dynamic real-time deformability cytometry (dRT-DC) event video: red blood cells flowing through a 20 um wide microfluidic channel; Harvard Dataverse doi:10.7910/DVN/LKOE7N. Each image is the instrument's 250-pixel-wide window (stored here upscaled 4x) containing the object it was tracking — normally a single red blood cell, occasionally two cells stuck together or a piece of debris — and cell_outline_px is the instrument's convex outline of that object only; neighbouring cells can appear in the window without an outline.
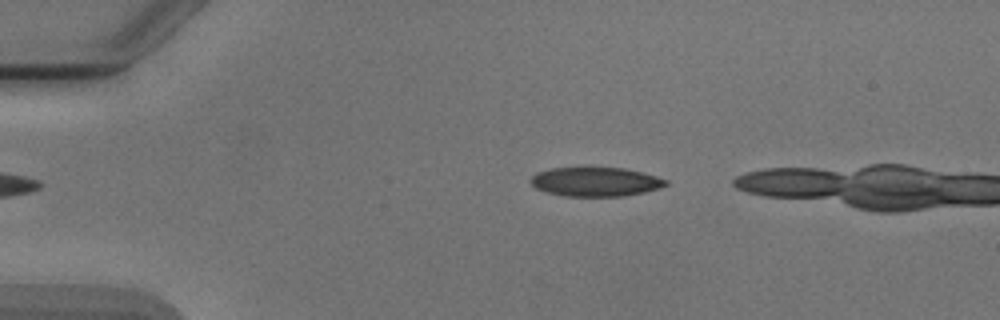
{"species": "Egyptian fruit bat (a non-hibernating species)", "species_latin": "Rousettus aegyptiacus", "temperature_condition": "cold", "stored_images_in_passage": 42, "camera_frame_rate_fps": 3000, "um_per_image_px": 0.085, "animal": {"sex": "male"}, "frame": {"image": 1, "passage_image": 7, "time_ms": 2.0, "image_size_px": [1000, 320], "cell_outline_px": [[668, 184], [660, 188], [644, 192], [624, 196], [564, 196], [548, 192], [536, 188], [528, 180], [536, 172], [552, 168], [588, 164], [624, 168], [656, 176], [668, 180]], "centroid_in_image_um": [50.59, 15.4], "position_along_channel_um": 34.4, "area_um2": 23.87}}
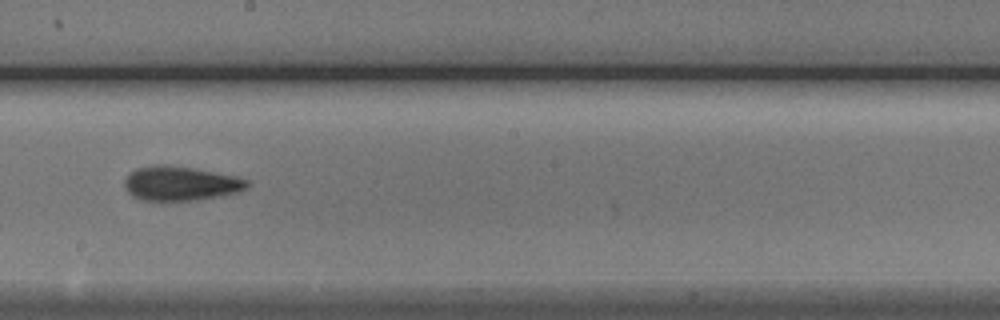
{"frame": {"image": 2, "passage_image": 26, "time_ms": 8.333, "image_size_px": [1000, 320], "cell_outline_px": [[248, 188], [240, 192], [220, 196], [196, 200], [140, 200], [132, 196], [128, 192], [124, 184], [124, 180], [128, 172], [136, 168], [156, 164], [168, 164], [192, 168], [236, 176], [248, 180]], "centroid_in_image_um": [15.33, 15.58], "position_along_channel_um": 232.9, "area_um2": 24.74}}
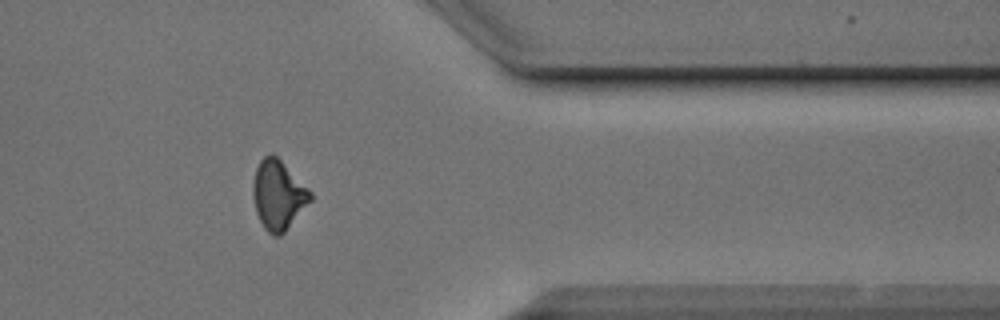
{"frame": {"image": 3, "passage_image": 39, "time_ms": 12.667, "image_size_px": [1000, 320], "cell_outline_px": [[312, 200], [284, 232], [280, 236], [272, 236], [264, 228], [256, 212], [252, 196], [252, 184], [256, 168], [260, 160], [268, 152], [272, 152], [312, 192]], "centroid_in_image_um": [23.63, 16.57], "position_along_channel_um": 387.8, "area_um2": 23.18}}